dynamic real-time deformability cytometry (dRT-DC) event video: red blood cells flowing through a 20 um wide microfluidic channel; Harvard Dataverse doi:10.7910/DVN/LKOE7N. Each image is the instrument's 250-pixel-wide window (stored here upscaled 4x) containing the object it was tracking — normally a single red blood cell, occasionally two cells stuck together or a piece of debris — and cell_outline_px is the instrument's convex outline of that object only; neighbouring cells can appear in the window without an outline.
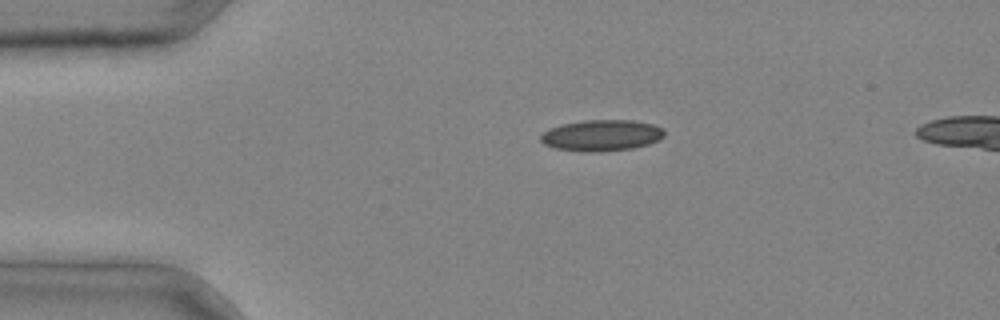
{"species": "common noctule bat (a hibernating species)", "species_latin": "Nyctalus noctula", "temperature_condition": "cold", "stored_images_in_passage": 4, "camera_frame_rate_fps": 3000, "um_per_image_px": 0.085, "animal": {"sex": "male", "body_mass_g": 20.4}, "frame": {"image": 1, "passage_image": 2, "time_ms": 0.333, "image_size_px": [1000, 320], "cell_outline_px": [[664, 136], [660, 140], [648, 144], [632, 148], [600, 152], [584, 152], [552, 148], [544, 144], [540, 140], [540, 136], [548, 128], [560, 124], [584, 120], [632, 120], [652, 124], [660, 128], [664, 132]], "centroid_in_image_um": [51.09, 11.51], "position_along_channel_um": 33.9, "area_um2": 22.66}}